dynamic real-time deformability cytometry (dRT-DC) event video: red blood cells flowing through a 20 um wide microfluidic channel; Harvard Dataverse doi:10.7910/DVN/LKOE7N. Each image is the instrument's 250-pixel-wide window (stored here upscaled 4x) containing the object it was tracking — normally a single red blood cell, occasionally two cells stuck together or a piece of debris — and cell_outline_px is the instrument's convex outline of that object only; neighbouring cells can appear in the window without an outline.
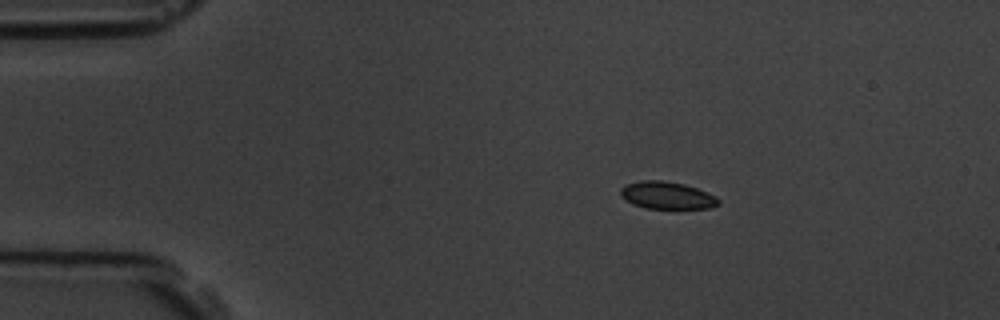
{"species": "common noctule bat (a hibernating species)", "species_latin": "Nyctalus noctula", "temperature_condition": "room temperature", "stored_images_in_passage": 5, "camera_frame_rate_fps": 3000, "um_per_image_px": 0.085, "animal": {"sex": "male", "body_mass_g": 19.5, "forearm_length_mm": 54.6}, "frame": {"image": 1, "passage_image": 3, "time_ms": 2.333, "image_size_px": [1000, 320], "cell_outline_px": [[720, 204], [712, 208], [644, 208], [632, 204], [624, 200], [620, 196], [620, 188], [624, 184], [640, 180], [660, 180], [684, 184], [696, 188], [716, 196], [720, 200]], "centroid_in_image_um": [56.65, 16.6], "position_along_channel_um": 28.3, "area_um2": 15.78}}